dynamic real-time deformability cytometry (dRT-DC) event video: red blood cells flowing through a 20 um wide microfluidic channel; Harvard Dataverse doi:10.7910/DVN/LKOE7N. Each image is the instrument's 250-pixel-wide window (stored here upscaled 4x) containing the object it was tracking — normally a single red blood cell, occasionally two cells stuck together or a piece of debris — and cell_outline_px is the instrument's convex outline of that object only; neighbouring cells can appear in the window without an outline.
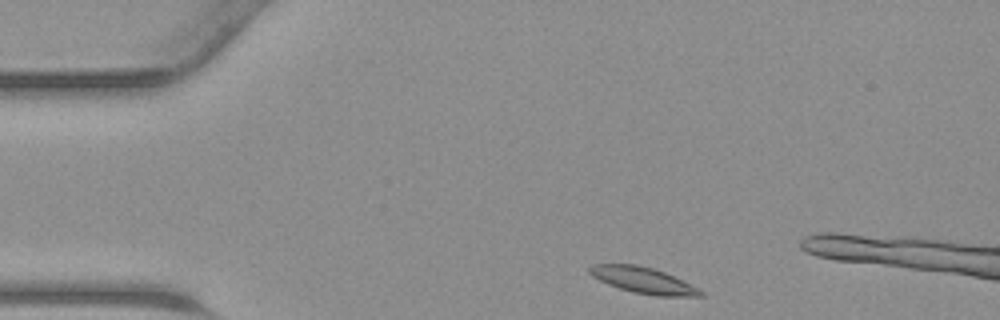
{"species": "common noctule bat (a hibernating species)", "species_latin": "Nyctalus noctula", "temperature_condition": "warm", "stored_images_in_passage": 8, "camera_frame_rate_fps": 3000, "um_per_image_px": 0.085, "animal": {"sex": "male", "body_mass_g": 23.1, "forearm_length_mm": 52.7}, "frame": {"image": 1, "passage_image": 2, "time_ms": 0.333, "image_size_px": [1000, 320], "cell_outline_px": [[704, 296], [656, 296], [632, 292], [608, 284], [592, 276], [588, 272], [588, 268], [592, 264], [636, 264], [652, 268], [664, 272], [700, 288], [704, 292]], "centroid_in_image_um": [54.68, 23.82], "position_along_channel_um": 30.3, "area_um2": 16.88}}